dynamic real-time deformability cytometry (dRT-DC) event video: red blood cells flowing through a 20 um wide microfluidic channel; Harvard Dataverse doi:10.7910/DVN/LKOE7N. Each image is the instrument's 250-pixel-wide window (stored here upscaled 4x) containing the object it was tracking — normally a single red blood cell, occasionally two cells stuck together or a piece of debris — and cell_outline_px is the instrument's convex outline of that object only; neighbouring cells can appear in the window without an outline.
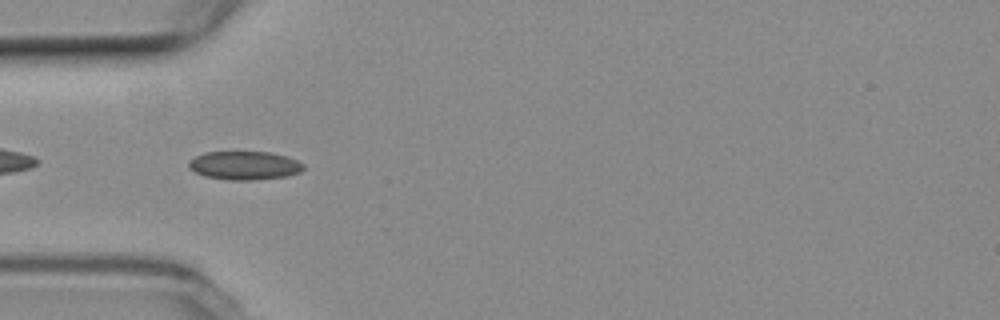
{"species": "common noctule bat (a hibernating species)", "species_latin": "Nyctalus noctula", "temperature_condition": "room temperature", "stored_images_in_passage": 39, "camera_frame_rate_fps": 3000, "um_per_image_px": 0.085, "animal": {"sex": "female", "body_mass_g": 19.3, "forearm_length_mm": 54.1}, "frame": {"image": 1, "passage_image": 2, "time_ms": 0.333, "image_size_px": [1000, 320], "cell_outline_px": [[304, 168], [300, 172], [288, 176], [252, 180], [228, 180], [204, 176], [188, 168], [188, 160], [204, 152], [268, 152], [288, 156], [304, 164]], "centroid_in_image_um": [20.77, 14.06], "position_along_channel_um": 64.2, "area_um2": 19.19}}
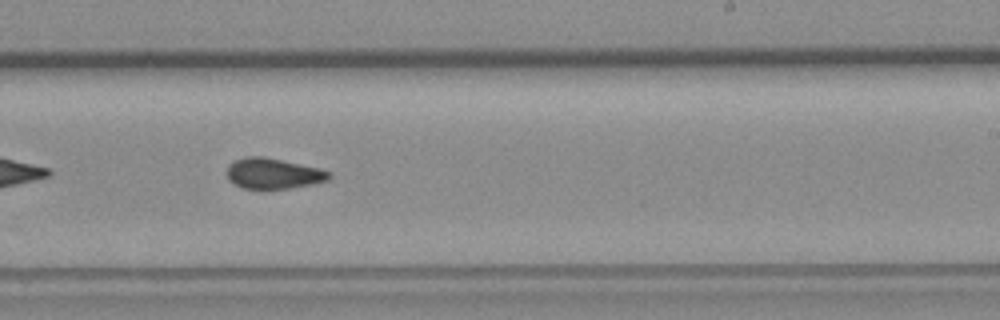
{"frame": {"image": 2, "passage_image": 18, "time_ms": 5.667, "image_size_px": [1000, 320], "cell_outline_px": [[332, 176], [328, 180], [312, 184], [288, 188], [240, 188], [228, 180], [228, 164], [236, 160], [248, 156], [264, 156], [320, 168], [328, 172]], "centroid_in_image_um": [23.22, 14.74], "position_along_channel_um": 265.8, "area_um2": 18.09}}
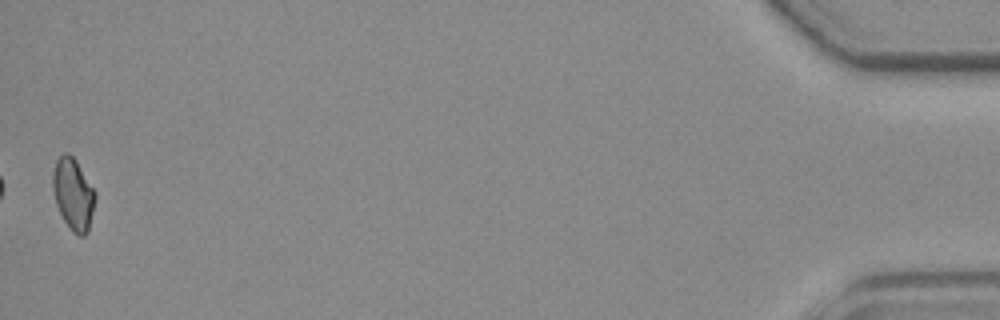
{"frame": {"image": 3, "passage_image": 39, "time_ms": 12.667, "image_size_px": [1000, 320], "cell_outline_px": [[96, 196], [88, 232], [84, 236], [80, 236], [72, 232], [64, 220], [56, 204], [52, 188], [52, 172], [56, 160], [64, 152], [68, 152], [76, 160], [96, 192]], "centroid_in_image_um": [6.22, 16.49], "position_along_channel_um": 429.0, "area_um2": 17.8}, "authors_computed_cell_mechanics": {"area_um2": 18.3226, "velocity_mm_per_s": 3.7844, "shape_relaxation_time_tau1_ms": null, "shape_relaxation_time_tau2_ms": 2.5236, "deformation_change_tau1": null, "deformation_change_tau2": 0.055}}